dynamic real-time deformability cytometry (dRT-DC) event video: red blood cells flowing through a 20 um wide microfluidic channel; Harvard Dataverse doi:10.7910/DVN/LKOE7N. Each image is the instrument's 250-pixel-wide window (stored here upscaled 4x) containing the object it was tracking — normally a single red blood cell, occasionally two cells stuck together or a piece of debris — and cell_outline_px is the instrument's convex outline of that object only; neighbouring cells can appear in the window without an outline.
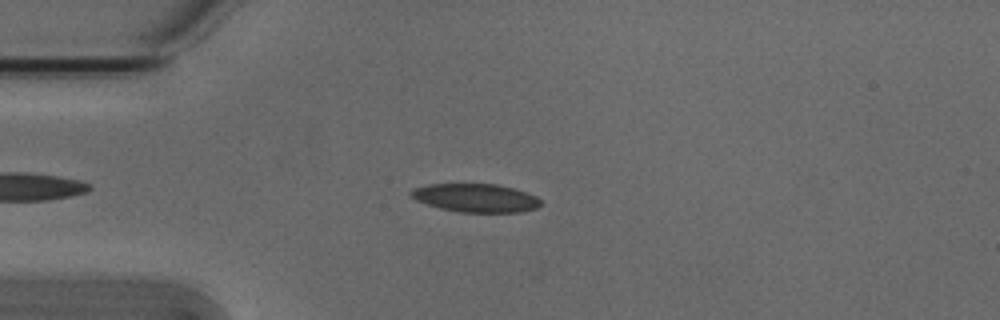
{"species": "Egyptian fruit bat (a non-hibernating species)", "species_latin": "Rousettus aegyptiacus", "temperature_condition": "cold", "stored_images_in_passage": 48, "camera_frame_rate_fps": 3000, "um_per_image_px": 0.085, "animal": {"sex": "male"}, "frame": {"image": 1, "passage_image": 8, "time_ms": 2.333, "image_size_px": [1000, 320], "cell_outline_px": [[540, 204], [536, 208], [520, 212], [460, 212], [440, 208], [416, 200], [408, 192], [416, 188], [428, 184], [496, 184], [512, 188], [536, 196], [540, 200]], "centroid_in_image_um": [40.42, 16.82], "position_along_channel_um": 44.6, "area_um2": 21.15}}
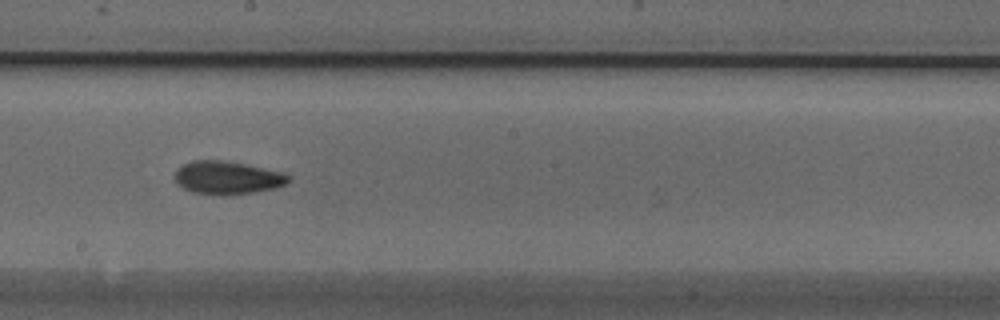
{"frame": {"image": 2, "passage_image": 24, "time_ms": 7.667, "image_size_px": [1000, 320], "cell_outline_px": [[292, 180], [288, 184], [276, 188], [252, 192], [216, 196], [192, 192], [184, 188], [176, 180], [176, 172], [184, 164], [192, 160], [220, 160], [244, 164], [284, 172]], "centroid_in_image_um": [19.38, 15.11], "position_along_channel_um": 228.8, "area_um2": 21.79}}
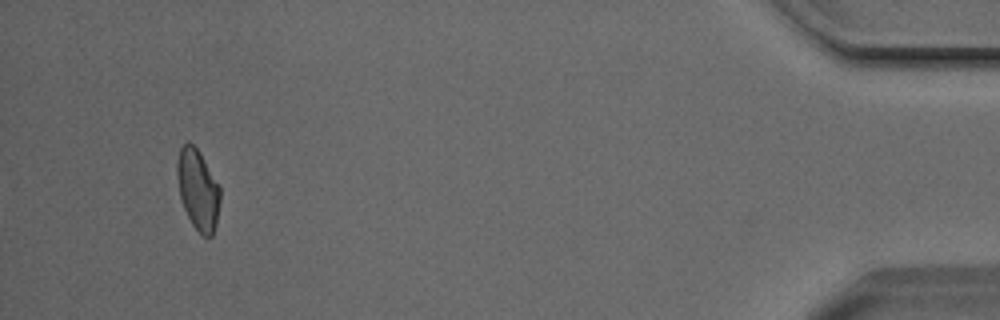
{"frame": {"image": 3, "passage_image": 45, "time_ms": 14.667, "image_size_px": [1000, 320], "cell_outline_px": [[220, 200], [216, 224], [212, 236], [204, 236], [192, 224], [180, 200], [176, 172], [176, 160], [180, 148], [188, 140], [200, 152], [220, 188]], "centroid_in_image_um": [16.8, 16.09], "position_along_channel_um": 418.4, "area_um2": 20.11}, "authors_computed_cell_mechanics": {"area_um2": 21.0103, "velocity_mm_per_s": 3.8158, "shape_relaxation_time_tau1_ms": 5.288, "shape_relaxation_time_tau2_ms": 3.2603, "deformation_change_tau1": 0.1266, "deformation_change_tau2": 0.0917}}